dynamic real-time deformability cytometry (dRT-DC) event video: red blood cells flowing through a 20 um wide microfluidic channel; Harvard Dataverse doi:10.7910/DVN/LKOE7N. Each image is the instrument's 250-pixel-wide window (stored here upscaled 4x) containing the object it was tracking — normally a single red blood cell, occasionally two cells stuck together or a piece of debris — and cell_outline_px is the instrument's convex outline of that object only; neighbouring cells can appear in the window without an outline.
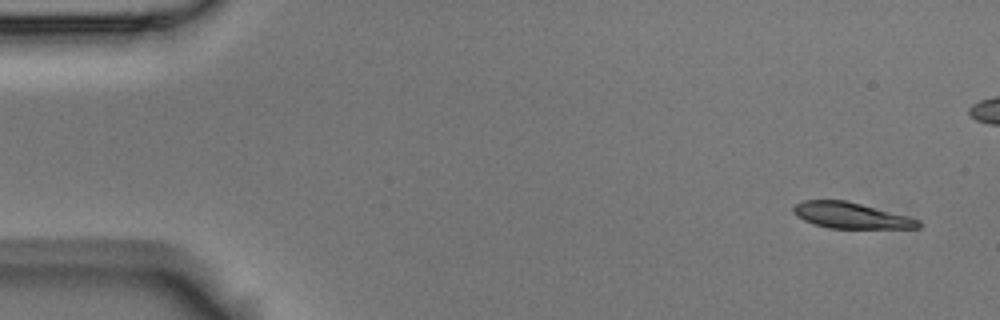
{"species": "Egyptian fruit bat (a non-hibernating species)", "species_latin": "Rousettus aegyptiacus", "temperature_condition": "room temperature", "stored_images_in_passage": 53, "camera_frame_rate_fps": 3000, "um_per_image_px": 0.085, "animal": {"sex": "male"}, "frame": {"image": 1, "passage_image": 1, "time_ms": 0.0, "image_size_px": [1000, 320], "cell_outline_px": [[920, 228], [828, 228], [804, 220], [796, 216], [792, 212], [792, 208], [796, 204], [804, 200], [844, 200], [908, 216], [920, 220]], "centroid_in_image_um": [72.31, 18.31], "position_along_channel_um": 12.7, "area_um2": 18.67}}
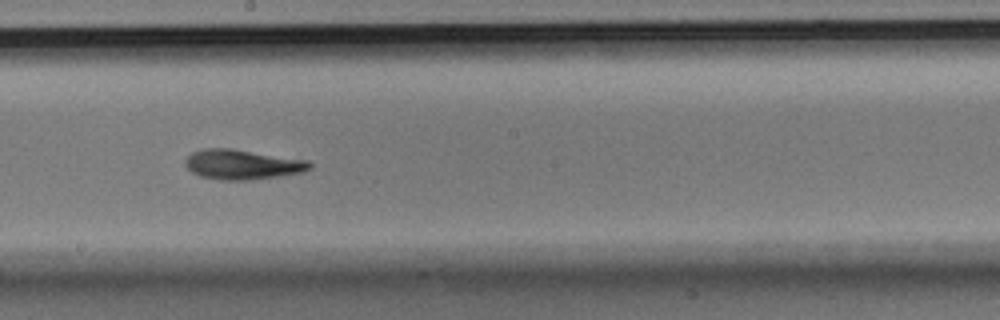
{"frame": {"image": 2, "passage_image": 28, "time_ms": 9.0, "image_size_px": [1000, 320], "cell_outline_px": [[312, 168], [300, 172], [280, 176], [248, 180], [220, 180], [200, 176], [192, 172], [184, 164], [184, 160], [192, 152], [204, 148], [232, 148], [308, 160], [312, 164]], "centroid_in_image_um": [20.58, 13.97], "position_along_channel_um": 227.6, "area_um2": 21.73}}
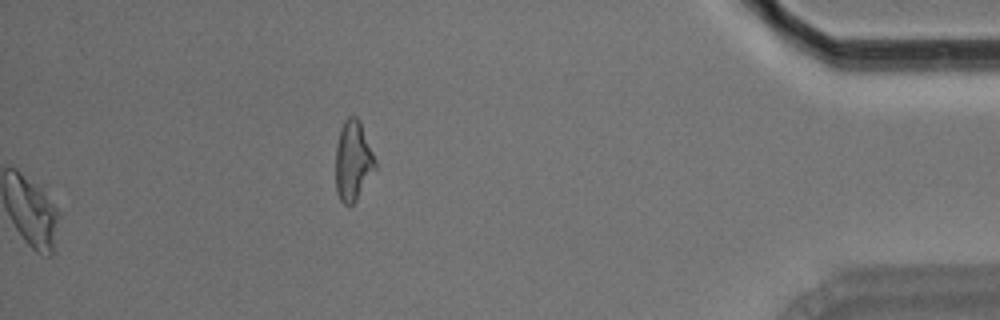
{"frame": {"image": 3, "passage_image": 53, "time_ms": 17.333, "image_size_px": [1000, 320], "cell_outline_px": [[376, 168], [356, 200], [352, 204], [344, 204], [340, 200], [336, 192], [336, 144], [340, 128], [344, 120], [348, 116], [356, 116], [360, 120], [376, 160]], "centroid_in_image_um": [30.0, 13.64], "position_along_channel_um": 405.2, "area_um2": 18.5}, "authors_computed_cell_mechanics": {"area_um2": 20.2878, "velocity_mm_per_s": 3.6798, "shape_relaxation_time_tau1_ms": 4.9353, "shape_relaxation_time_tau2_ms": 5.916, "deformation_change_tau1": 0.1494, "deformation_change_tau2": 0.1278}}